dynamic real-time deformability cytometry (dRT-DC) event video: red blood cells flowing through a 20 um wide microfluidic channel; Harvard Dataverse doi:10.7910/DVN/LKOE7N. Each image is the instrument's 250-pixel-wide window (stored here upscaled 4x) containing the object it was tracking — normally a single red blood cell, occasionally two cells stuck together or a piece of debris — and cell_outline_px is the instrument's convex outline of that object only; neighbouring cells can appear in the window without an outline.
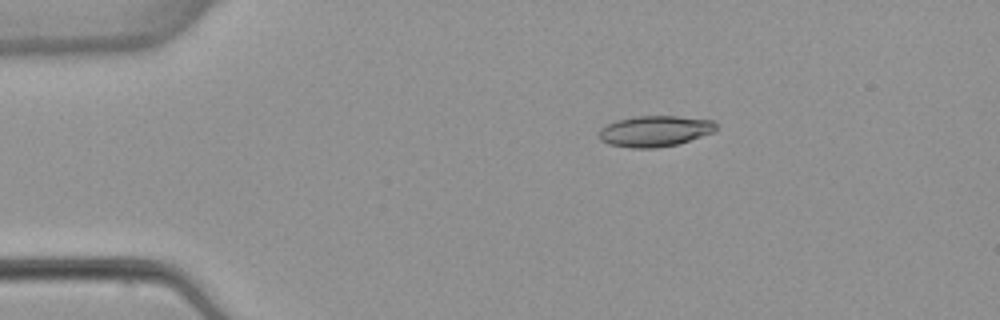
{"species": "common noctule bat (a hibernating species)", "species_latin": "Nyctalus noctula", "temperature_condition": "warm", "stored_images_in_passage": 7, "camera_frame_rate_fps": 3000, "um_per_image_px": 0.085, "animal": {"sex": "female", "body_mass_g": 22.7, "forearm_length_mm": 54.2}, "frame": {"image": 1, "passage_image": 3, "time_ms": 2.667, "image_size_px": [1000, 320], "cell_outline_px": [[716, 128], [712, 132], [676, 144], [656, 148], [632, 148], [608, 144], [600, 140], [600, 128], [616, 120], [632, 116], [676, 116], [712, 120], [716, 124]], "centroid_in_image_um": [55.61, 11.14], "position_along_channel_um": 29.4, "area_um2": 20.87}}
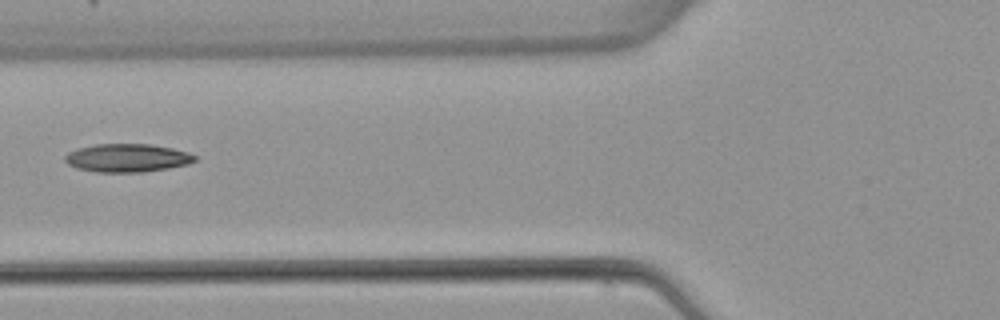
{"frame": {"image": 2, "passage_image": 6, "time_ms": 6.333, "image_size_px": [1000, 320], "cell_outline_px": [[196, 160], [188, 164], [168, 168], [144, 172], [96, 172], [76, 168], [68, 164], [64, 160], [64, 156], [68, 152], [76, 148], [96, 144], [148, 144], [172, 148], [188, 152], [196, 156]], "centroid_in_image_um": [10.78, 13.42], "position_along_channel_um": 115.0, "area_um2": 21.44}}
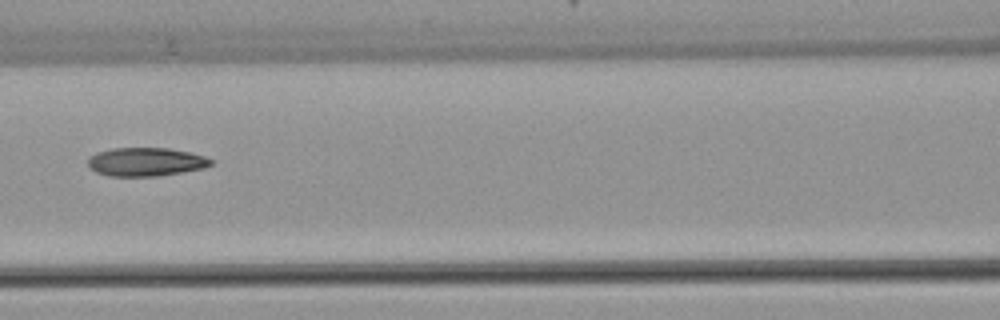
{"frame": {"image": 3, "passage_image": 7, "time_ms": 7.333, "image_size_px": [1000, 320], "cell_outline_px": [[212, 164], [204, 168], [160, 176], [108, 176], [96, 172], [88, 164], [88, 156], [96, 152], [112, 148], [168, 148], [192, 152], [204, 156], [212, 160]], "centroid_in_image_um": [12.39, 13.75], "position_along_channel_um": 154.2, "area_um2": 20.58}}